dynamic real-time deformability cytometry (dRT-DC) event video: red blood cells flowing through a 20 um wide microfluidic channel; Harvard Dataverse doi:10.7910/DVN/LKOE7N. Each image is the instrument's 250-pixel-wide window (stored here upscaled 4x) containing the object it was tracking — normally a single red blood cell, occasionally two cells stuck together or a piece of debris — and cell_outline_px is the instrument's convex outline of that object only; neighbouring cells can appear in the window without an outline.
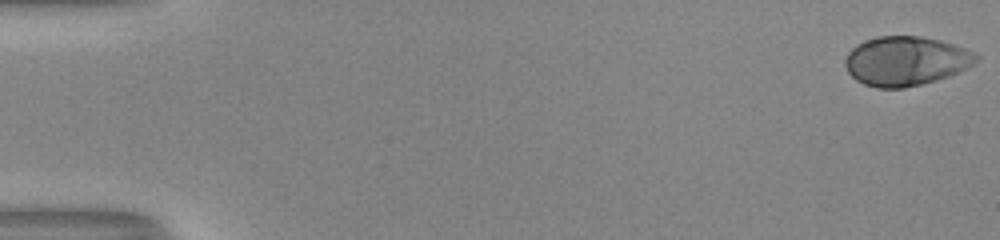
{"species": "human", "species_latin": "Homo sapiens", "temperature_condition": "room temperature", "stored_images_in_passage": 53, "camera_frame_rate_fps": 3000, "um_per_image_px": 0.085, "donor": {"sex": "male"}, "frame": {"image": 1, "passage_image": 1, "time_ms": 0.0, "image_size_px": [1000, 240], "cell_outline_px": [[980, 56], [972, 64], [948, 76], [936, 80], [904, 88], [876, 88], [864, 84], [856, 80], [848, 72], [844, 64], [844, 60], [848, 52], [856, 44], [864, 40], [876, 36], [920, 36], [940, 40], [964, 48]], "centroid_in_image_um": [76.93, 5.18], "position_along_channel_um": 8.1, "area_um2": 37.45}}
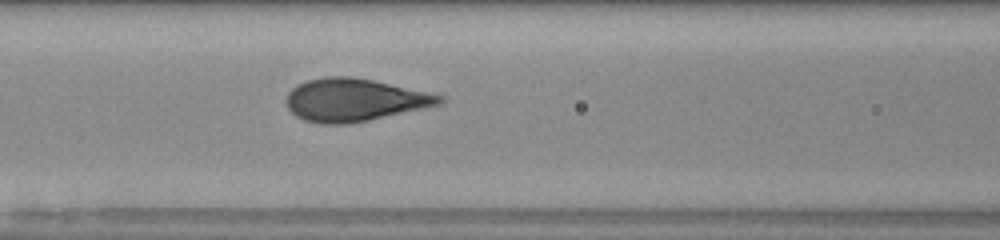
{"frame": {"image": 2, "passage_image": 24, "time_ms": 7.667, "image_size_px": [1000, 240], "cell_outline_px": [[448, 100], [440, 104], [424, 108], [368, 120], [348, 124], [320, 124], [304, 120], [296, 116], [288, 108], [284, 100], [288, 92], [292, 88], [308, 80], [324, 76], [352, 76], [372, 80], [428, 92], [444, 96]], "centroid_in_image_um": [30.1, 8.49], "position_along_channel_um": 136.5, "area_um2": 38.15}}
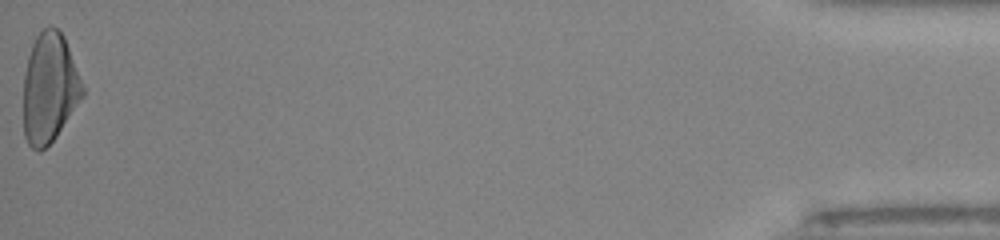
{"frame": {"image": 3, "passage_image": 53, "time_ms": 17.333, "image_size_px": [1000, 240], "cell_outline_px": [[84, 96], [56, 136], [40, 152], [36, 152], [28, 144], [24, 136], [24, 76], [28, 56], [32, 44], [36, 36], [44, 28], [56, 28], [64, 36], [84, 88]], "centroid_in_image_um": [4.2, 7.51], "position_along_channel_um": 431.0, "area_um2": 37.51}, "authors_computed_cell_mechanics": {"area_um2": 37.57, "velocity_mm_per_s": 4.0689, "shape_relaxation_time_tau1_ms": 3.6827, "shape_relaxation_time_tau2_ms": null, "deformation_change_tau1": 0.1981, "deformation_change_tau2": null}}